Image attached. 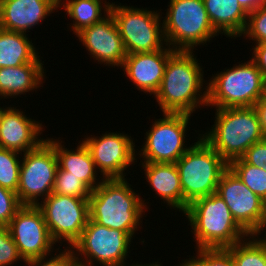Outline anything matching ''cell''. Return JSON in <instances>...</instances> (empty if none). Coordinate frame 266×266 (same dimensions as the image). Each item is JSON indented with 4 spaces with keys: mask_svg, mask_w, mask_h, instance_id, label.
I'll use <instances>...</instances> for the list:
<instances>
[{
    "mask_svg": "<svg viewBox=\"0 0 266 266\" xmlns=\"http://www.w3.org/2000/svg\"><path fill=\"white\" fill-rule=\"evenodd\" d=\"M242 35L256 44L266 41V5L248 13L247 25Z\"/></svg>",
    "mask_w": 266,
    "mask_h": 266,
    "instance_id": "4dcf8cb0",
    "label": "cell"
},
{
    "mask_svg": "<svg viewBox=\"0 0 266 266\" xmlns=\"http://www.w3.org/2000/svg\"><path fill=\"white\" fill-rule=\"evenodd\" d=\"M132 240L133 237L124 231L88 219L81 237L71 248L75 261L88 266H94L95 261L101 266H127L125 260Z\"/></svg>",
    "mask_w": 266,
    "mask_h": 266,
    "instance_id": "9c48e42d",
    "label": "cell"
},
{
    "mask_svg": "<svg viewBox=\"0 0 266 266\" xmlns=\"http://www.w3.org/2000/svg\"><path fill=\"white\" fill-rule=\"evenodd\" d=\"M214 29L226 37H241L248 20V13L238 0H203Z\"/></svg>",
    "mask_w": 266,
    "mask_h": 266,
    "instance_id": "7402d4cb",
    "label": "cell"
},
{
    "mask_svg": "<svg viewBox=\"0 0 266 266\" xmlns=\"http://www.w3.org/2000/svg\"><path fill=\"white\" fill-rule=\"evenodd\" d=\"M216 193L225 201L236 222L249 235L261 236L266 229V203L229 168L222 174Z\"/></svg>",
    "mask_w": 266,
    "mask_h": 266,
    "instance_id": "4fadbf2b",
    "label": "cell"
},
{
    "mask_svg": "<svg viewBox=\"0 0 266 266\" xmlns=\"http://www.w3.org/2000/svg\"><path fill=\"white\" fill-rule=\"evenodd\" d=\"M18 154L22 156V153L0 148V186L15 193L19 186L22 160Z\"/></svg>",
    "mask_w": 266,
    "mask_h": 266,
    "instance_id": "83f0119b",
    "label": "cell"
},
{
    "mask_svg": "<svg viewBox=\"0 0 266 266\" xmlns=\"http://www.w3.org/2000/svg\"><path fill=\"white\" fill-rule=\"evenodd\" d=\"M76 37L100 64L121 68L127 52L112 14L83 29Z\"/></svg>",
    "mask_w": 266,
    "mask_h": 266,
    "instance_id": "2e32d148",
    "label": "cell"
},
{
    "mask_svg": "<svg viewBox=\"0 0 266 266\" xmlns=\"http://www.w3.org/2000/svg\"><path fill=\"white\" fill-rule=\"evenodd\" d=\"M57 8L56 0H0V28L26 34Z\"/></svg>",
    "mask_w": 266,
    "mask_h": 266,
    "instance_id": "d6986e66",
    "label": "cell"
},
{
    "mask_svg": "<svg viewBox=\"0 0 266 266\" xmlns=\"http://www.w3.org/2000/svg\"><path fill=\"white\" fill-rule=\"evenodd\" d=\"M21 206L17 193L0 186V227H7Z\"/></svg>",
    "mask_w": 266,
    "mask_h": 266,
    "instance_id": "1f68e13d",
    "label": "cell"
},
{
    "mask_svg": "<svg viewBox=\"0 0 266 266\" xmlns=\"http://www.w3.org/2000/svg\"><path fill=\"white\" fill-rule=\"evenodd\" d=\"M23 258L20 256L17 246L11 237L7 227H0V266H13Z\"/></svg>",
    "mask_w": 266,
    "mask_h": 266,
    "instance_id": "d6a6232c",
    "label": "cell"
},
{
    "mask_svg": "<svg viewBox=\"0 0 266 266\" xmlns=\"http://www.w3.org/2000/svg\"><path fill=\"white\" fill-rule=\"evenodd\" d=\"M43 65L27 63L16 67L0 68V99L13 96L15 98L42 86L46 74Z\"/></svg>",
    "mask_w": 266,
    "mask_h": 266,
    "instance_id": "603a6c76",
    "label": "cell"
},
{
    "mask_svg": "<svg viewBox=\"0 0 266 266\" xmlns=\"http://www.w3.org/2000/svg\"><path fill=\"white\" fill-rule=\"evenodd\" d=\"M225 70L217 72L204 84L207 85V106L255 107L265 95V78L255 62L250 59Z\"/></svg>",
    "mask_w": 266,
    "mask_h": 266,
    "instance_id": "8992f818",
    "label": "cell"
},
{
    "mask_svg": "<svg viewBox=\"0 0 266 266\" xmlns=\"http://www.w3.org/2000/svg\"><path fill=\"white\" fill-rule=\"evenodd\" d=\"M54 138H47L37 148L23 153L17 197L21 205L38 206L54 187L58 159Z\"/></svg>",
    "mask_w": 266,
    "mask_h": 266,
    "instance_id": "30bf717a",
    "label": "cell"
},
{
    "mask_svg": "<svg viewBox=\"0 0 266 266\" xmlns=\"http://www.w3.org/2000/svg\"><path fill=\"white\" fill-rule=\"evenodd\" d=\"M193 52L176 50L168 58L161 85L154 95L163 113L191 115L200 106H207L204 71Z\"/></svg>",
    "mask_w": 266,
    "mask_h": 266,
    "instance_id": "6da1fadb",
    "label": "cell"
},
{
    "mask_svg": "<svg viewBox=\"0 0 266 266\" xmlns=\"http://www.w3.org/2000/svg\"><path fill=\"white\" fill-rule=\"evenodd\" d=\"M46 257L48 256L31 259L25 263L28 266H71L75 261L73 250L72 248L68 249V246L62 252L59 251V254H55L54 257L51 255L49 259Z\"/></svg>",
    "mask_w": 266,
    "mask_h": 266,
    "instance_id": "836d02e7",
    "label": "cell"
},
{
    "mask_svg": "<svg viewBox=\"0 0 266 266\" xmlns=\"http://www.w3.org/2000/svg\"><path fill=\"white\" fill-rule=\"evenodd\" d=\"M158 263H160V262H158V261L155 263L152 262V264L151 263H149V264H142V263L141 264H138V263L133 264L132 263V265H130V266H161V264H158Z\"/></svg>",
    "mask_w": 266,
    "mask_h": 266,
    "instance_id": "f35d334b",
    "label": "cell"
},
{
    "mask_svg": "<svg viewBox=\"0 0 266 266\" xmlns=\"http://www.w3.org/2000/svg\"><path fill=\"white\" fill-rule=\"evenodd\" d=\"M27 35L0 28V68L44 63Z\"/></svg>",
    "mask_w": 266,
    "mask_h": 266,
    "instance_id": "cb8c5ba5",
    "label": "cell"
},
{
    "mask_svg": "<svg viewBox=\"0 0 266 266\" xmlns=\"http://www.w3.org/2000/svg\"><path fill=\"white\" fill-rule=\"evenodd\" d=\"M2 109L3 108L0 106V120H1Z\"/></svg>",
    "mask_w": 266,
    "mask_h": 266,
    "instance_id": "b9f144b4",
    "label": "cell"
},
{
    "mask_svg": "<svg viewBox=\"0 0 266 266\" xmlns=\"http://www.w3.org/2000/svg\"><path fill=\"white\" fill-rule=\"evenodd\" d=\"M264 97L266 98V78H265V95Z\"/></svg>",
    "mask_w": 266,
    "mask_h": 266,
    "instance_id": "60d3db41",
    "label": "cell"
},
{
    "mask_svg": "<svg viewBox=\"0 0 266 266\" xmlns=\"http://www.w3.org/2000/svg\"><path fill=\"white\" fill-rule=\"evenodd\" d=\"M60 0L58 7L63 5L64 11L73 19L71 29L75 35L83 29L101 21L110 12L111 3L104 0ZM104 1V3H103ZM62 2V3H61ZM104 4V5H103ZM104 15L102 16L103 12ZM102 12V13H101Z\"/></svg>",
    "mask_w": 266,
    "mask_h": 266,
    "instance_id": "d4e9b609",
    "label": "cell"
},
{
    "mask_svg": "<svg viewBox=\"0 0 266 266\" xmlns=\"http://www.w3.org/2000/svg\"><path fill=\"white\" fill-rule=\"evenodd\" d=\"M253 47V55L251 59L255 62L258 69L263 73L264 78H266V41L257 43Z\"/></svg>",
    "mask_w": 266,
    "mask_h": 266,
    "instance_id": "d590c367",
    "label": "cell"
},
{
    "mask_svg": "<svg viewBox=\"0 0 266 266\" xmlns=\"http://www.w3.org/2000/svg\"><path fill=\"white\" fill-rule=\"evenodd\" d=\"M175 163L183 191V213L196 199L217 192L228 163L200 136Z\"/></svg>",
    "mask_w": 266,
    "mask_h": 266,
    "instance_id": "5b68a950",
    "label": "cell"
},
{
    "mask_svg": "<svg viewBox=\"0 0 266 266\" xmlns=\"http://www.w3.org/2000/svg\"><path fill=\"white\" fill-rule=\"evenodd\" d=\"M45 223L55 243L67 242L71 248L81 237L89 219L88 199L51 193L41 203Z\"/></svg>",
    "mask_w": 266,
    "mask_h": 266,
    "instance_id": "7c38bea8",
    "label": "cell"
},
{
    "mask_svg": "<svg viewBox=\"0 0 266 266\" xmlns=\"http://www.w3.org/2000/svg\"><path fill=\"white\" fill-rule=\"evenodd\" d=\"M175 51L167 46L154 52L127 54L121 69L136 85V89L155 95L161 85L168 58Z\"/></svg>",
    "mask_w": 266,
    "mask_h": 266,
    "instance_id": "ac0fdd59",
    "label": "cell"
},
{
    "mask_svg": "<svg viewBox=\"0 0 266 266\" xmlns=\"http://www.w3.org/2000/svg\"><path fill=\"white\" fill-rule=\"evenodd\" d=\"M23 262L50 256L56 243L50 236L41 209L22 205L7 226ZM52 250V251H51Z\"/></svg>",
    "mask_w": 266,
    "mask_h": 266,
    "instance_id": "5bb4252c",
    "label": "cell"
},
{
    "mask_svg": "<svg viewBox=\"0 0 266 266\" xmlns=\"http://www.w3.org/2000/svg\"><path fill=\"white\" fill-rule=\"evenodd\" d=\"M183 214L190 222L197 249L227 248L249 236L217 193L194 200Z\"/></svg>",
    "mask_w": 266,
    "mask_h": 266,
    "instance_id": "3957f363",
    "label": "cell"
},
{
    "mask_svg": "<svg viewBox=\"0 0 266 266\" xmlns=\"http://www.w3.org/2000/svg\"><path fill=\"white\" fill-rule=\"evenodd\" d=\"M24 113L16 107H3L0 120V148L25 153L37 148L46 140L39 137L44 131L42 123L28 118Z\"/></svg>",
    "mask_w": 266,
    "mask_h": 266,
    "instance_id": "e0dca14e",
    "label": "cell"
},
{
    "mask_svg": "<svg viewBox=\"0 0 266 266\" xmlns=\"http://www.w3.org/2000/svg\"><path fill=\"white\" fill-rule=\"evenodd\" d=\"M247 238L225 248L231 254L234 266H266L265 240L258 235H249Z\"/></svg>",
    "mask_w": 266,
    "mask_h": 266,
    "instance_id": "484cf974",
    "label": "cell"
},
{
    "mask_svg": "<svg viewBox=\"0 0 266 266\" xmlns=\"http://www.w3.org/2000/svg\"><path fill=\"white\" fill-rule=\"evenodd\" d=\"M149 186L166 205L183 213V191L175 163H142Z\"/></svg>",
    "mask_w": 266,
    "mask_h": 266,
    "instance_id": "ffe728a7",
    "label": "cell"
},
{
    "mask_svg": "<svg viewBox=\"0 0 266 266\" xmlns=\"http://www.w3.org/2000/svg\"><path fill=\"white\" fill-rule=\"evenodd\" d=\"M112 14L127 54L154 52L166 45L160 12L111 3Z\"/></svg>",
    "mask_w": 266,
    "mask_h": 266,
    "instance_id": "ba28073f",
    "label": "cell"
},
{
    "mask_svg": "<svg viewBox=\"0 0 266 266\" xmlns=\"http://www.w3.org/2000/svg\"><path fill=\"white\" fill-rule=\"evenodd\" d=\"M240 158L244 162L266 171V138L254 143Z\"/></svg>",
    "mask_w": 266,
    "mask_h": 266,
    "instance_id": "e575fe53",
    "label": "cell"
},
{
    "mask_svg": "<svg viewBox=\"0 0 266 266\" xmlns=\"http://www.w3.org/2000/svg\"><path fill=\"white\" fill-rule=\"evenodd\" d=\"M196 253L178 266H234L232 256L225 248L197 249Z\"/></svg>",
    "mask_w": 266,
    "mask_h": 266,
    "instance_id": "f546056e",
    "label": "cell"
},
{
    "mask_svg": "<svg viewBox=\"0 0 266 266\" xmlns=\"http://www.w3.org/2000/svg\"><path fill=\"white\" fill-rule=\"evenodd\" d=\"M140 197L126 178L103 179L88 199L89 219L134 237L148 209Z\"/></svg>",
    "mask_w": 266,
    "mask_h": 266,
    "instance_id": "7a4b0ae2",
    "label": "cell"
},
{
    "mask_svg": "<svg viewBox=\"0 0 266 266\" xmlns=\"http://www.w3.org/2000/svg\"><path fill=\"white\" fill-rule=\"evenodd\" d=\"M238 2L247 13L266 5V0H238Z\"/></svg>",
    "mask_w": 266,
    "mask_h": 266,
    "instance_id": "74e56055",
    "label": "cell"
},
{
    "mask_svg": "<svg viewBox=\"0 0 266 266\" xmlns=\"http://www.w3.org/2000/svg\"><path fill=\"white\" fill-rule=\"evenodd\" d=\"M71 266H88V265H85V264L79 263L77 261H74Z\"/></svg>",
    "mask_w": 266,
    "mask_h": 266,
    "instance_id": "ab89813d",
    "label": "cell"
},
{
    "mask_svg": "<svg viewBox=\"0 0 266 266\" xmlns=\"http://www.w3.org/2000/svg\"><path fill=\"white\" fill-rule=\"evenodd\" d=\"M148 130L138 155L142 163H176L190 148L185 146L189 114L163 113Z\"/></svg>",
    "mask_w": 266,
    "mask_h": 266,
    "instance_id": "8fae6325",
    "label": "cell"
},
{
    "mask_svg": "<svg viewBox=\"0 0 266 266\" xmlns=\"http://www.w3.org/2000/svg\"><path fill=\"white\" fill-rule=\"evenodd\" d=\"M228 168L252 192L266 203V171L237 158L228 163Z\"/></svg>",
    "mask_w": 266,
    "mask_h": 266,
    "instance_id": "4316f807",
    "label": "cell"
},
{
    "mask_svg": "<svg viewBox=\"0 0 266 266\" xmlns=\"http://www.w3.org/2000/svg\"><path fill=\"white\" fill-rule=\"evenodd\" d=\"M212 129L199 134L227 163L264 139L255 107L216 108Z\"/></svg>",
    "mask_w": 266,
    "mask_h": 266,
    "instance_id": "277c9868",
    "label": "cell"
},
{
    "mask_svg": "<svg viewBox=\"0 0 266 266\" xmlns=\"http://www.w3.org/2000/svg\"><path fill=\"white\" fill-rule=\"evenodd\" d=\"M266 230V229H265ZM264 236H266V233H265V235ZM264 240H265V242H266V237H262Z\"/></svg>",
    "mask_w": 266,
    "mask_h": 266,
    "instance_id": "7bdbcfd3",
    "label": "cell"
},
{
    "mask_svg": "<svg viewBox=\"0 0 266 266\" xmlns=\"http://www.w3.org/2000/svg\"><path fill=\"white\" fill-rule=\"evenodd\" d=\"M63 141L54 139V149L58 159V166L70 175L77 177L84 182L92 191L96 189L104 178L97 179V170L92 155L83 141H80L76 149H67ZM97 180V181H96Z\"/></svg>",
    "mask_w": 266,
    "mask_h": 266,
    "instance_id": "44dd1931",
    "label": "cell"
},
{
    "mask_svg": "<svg viewBox=\"0 0 266 266\" xmlns=\"http://www.w3.org/2000/svg\"><path fill=\"white\" fill-rule=\"evenodd\" d=\"M168 7L162 23L165 42L170 48L193 51L219 35L203 0H170Z\"/></svg>",
    "mask_w": 266,
    "mask_h": 266,
    "instance_id": "52a82bcc",
    "label": "cell"
},
{
    "mask_svg": "<svg viewBox=\"0 0 266 266\" xmlns=\"http://www.w3.org/2000/svg\"><path fill=\"white\" fill-rule=\"evenodd\" d=\"M255 108L258 111L261 128L264 134V137L266 138V98H261L256 104Z\"/></svg>",
    "mask_w": 266,
    "mask_h": 266,
    "instance_id": "8d00e7d4",
    "label": "cell"
},
{
    "mask_svg": "<svg viewBox=\"0 0 266 266\" xmlns=\"http://www.w3.org/2000/svg\"><path fill=\"white\" fill-rule=\"evenodd\" d=\"M91 192L84 182L58 166L52 193L89 199Z\"/></svg>",
    "mask_w": 266,
    "mask_h": 266,
    "instance_id": "f1b7e54d",
    "label": "cell"
},
{
    "mask_svg": "<svg viewBox=\"0 0 266 266\" xmlns=\"http://www.w3.org/2000/svg\"><path fill=\"white\" fill-rule=\"evenodd\" d=\"M82 141L88 147L95 167L104 179L125 178L126 169L137 162L134 140L125 133L107 131L102 136L91 135Z\"/></svg>",
    "mask_w": 266,
    "mask_h": 266,
    "instance_id": "9a60e30c",
    "label": "cell"
}]
</instances>
